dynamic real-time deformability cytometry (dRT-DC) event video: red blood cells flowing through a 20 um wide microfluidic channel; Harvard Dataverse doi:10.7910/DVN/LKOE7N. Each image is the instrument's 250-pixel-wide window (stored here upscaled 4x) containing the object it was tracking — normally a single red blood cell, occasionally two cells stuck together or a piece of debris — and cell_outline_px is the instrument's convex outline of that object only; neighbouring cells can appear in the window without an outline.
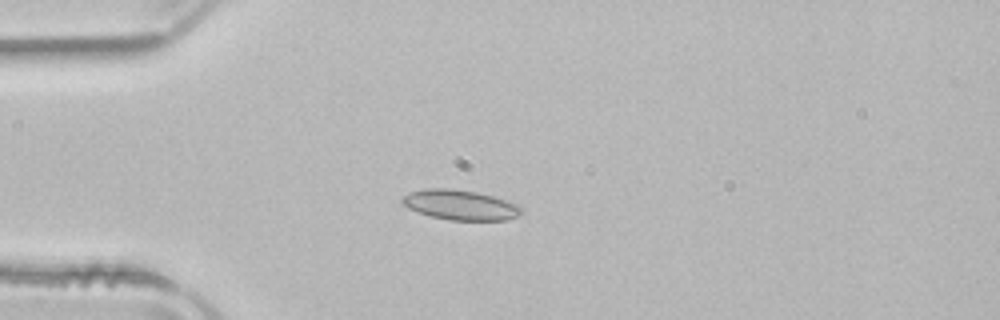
{"species": "common noctule bat (a hibernating species)", "species_latin": "Nyctalus noctula", "temperature_condition": "room temperature", "stored_images_in_passage": 42, "camera_frame_rate_fps": 3000, "um_per_image_px": 0.085, "animal": {"sex": "male", "body_mass_g": 21.5, "forearm_length_mm": 52.0}, "frame": {"image": 1, "passage_image": 4, "time_ms": 1.0, "image_size_px": [1000, 320], "cell_outline_px": [[524, 212], [508, 220], [452, 220], [432, 216], [416, 212], [400, 204], [400, 200], [408, 192], [424, 188], [448, 188], [476, 192], [492, 196], [520, 204], [524, 208]], "centroid_in_image_um": [39.12, 17.41], "position_along_channel_um": 45.9, "area_um2": 21.1}}
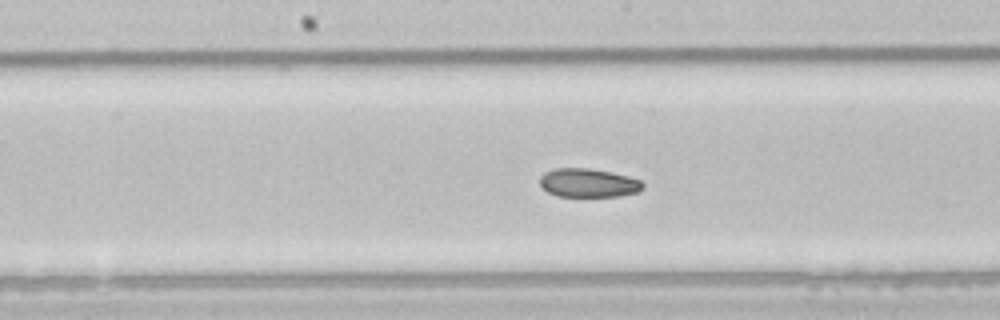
{"frame": {"image": 2, "passage_image": 17, "time_ms": 5.333, "image_size_px": [1000, 320], "cell_outline_px": [[644, 188], [640, 192], [620, 196], [556, 196], [548, 192], [540, 184], [540, 176], [544, 172], [556, 168], [588, 168], [612, 172], [628, 176], [640, 180], [644, 184]], "centroid_in_image_um": [50.03, 15.54], "position_along_channel_um": 198.2, "area_um2": 17.34}}
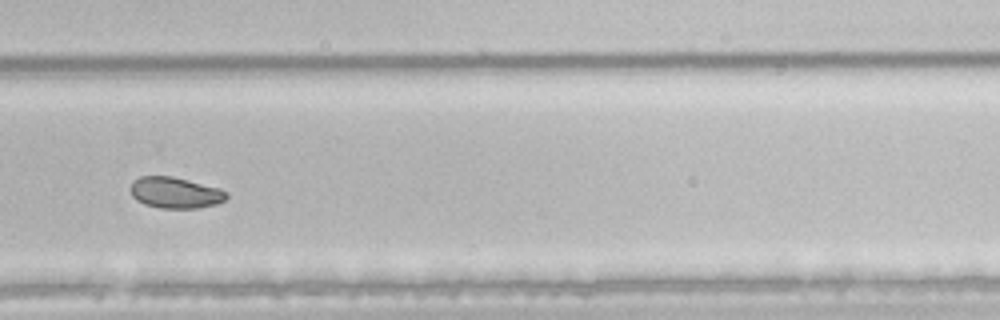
{"frame": {"image": 3, "passage_image": 26, "time_ms": 8.333, "image_size_px": [1000, 320], "cell_outline_px": [[228, 196], [224, 200], [216, 204], [196, 208], [160, 208], [144, 204], [136, 200], [132, 196], [132, 180], [140, 176], [172, 176], [220, 188], [228, 192]], "centroid_in_image_um": [14.9, 16.37], "position_along_channel_um": 314.9, "area_um2": 17.4}, "authors_computed_cell_mechanics": {"area_um2": 18.6694, "velocity_mm_per_s": 3.9198, "shape_relaxation_time_tau1_ms": null, "shape_relaxation_time_tau2_ms": 3.9165, "deformation_change_tau1": null, "deformation_change_tau2": 0.0597}}